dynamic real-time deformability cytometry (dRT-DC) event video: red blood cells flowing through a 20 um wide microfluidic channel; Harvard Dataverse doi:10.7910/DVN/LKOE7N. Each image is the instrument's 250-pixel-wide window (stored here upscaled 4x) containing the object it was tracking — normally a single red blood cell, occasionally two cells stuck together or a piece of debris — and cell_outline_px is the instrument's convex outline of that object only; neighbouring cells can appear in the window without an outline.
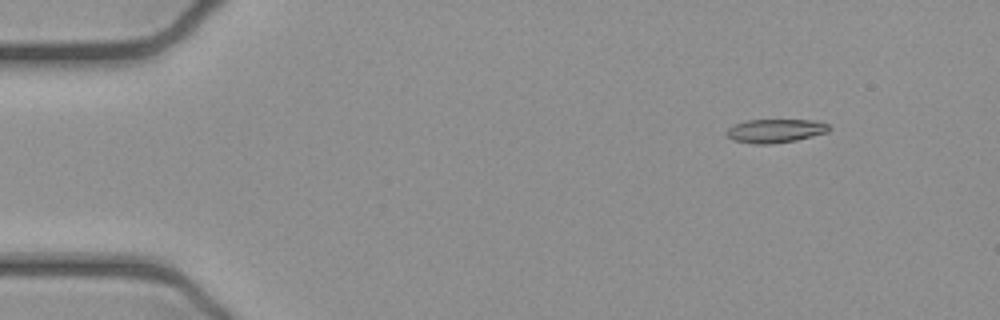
{"species": "common noctule bat (a hibernating species)", "species_latin": "Nyctalus noctula", "temperature_condition": "cold", "stored_images_in_passage": 25, "camera_frame_rate_fps": 3000, "um_per_image_px": 0.085, "animal": {"sex": "female", "body_mass_g": 21.9}, "frame": {"image": 1, "passage_image": 1, "time_ms": 0.0, "image_size_px": [1000, 320], "cell_outline_px": [[832, 128], [828, 132], [796, 140], [772, 144], [752, 144], [732, 140], [724, 132], [728, 128], [736, 124], [748, 120], [812, 120], [828, 124]], "centroid_in_image_um": [65.89, 11.13], "position_along_channel_um": 19.1, "area_um2": 14.16}}
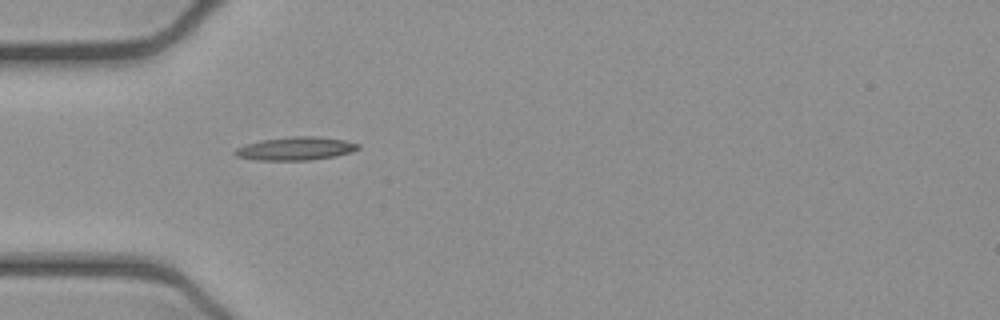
{"frame": {"image": 2, "passage_image": 11, "time_ms": 3.333, "image_size_px": [1000, 320], "cell_outline_px": [[360, 148], [352, 152], [336, 156], [308, 160], [256, 160], [236, 156], [232, 152], [236, 148], [260, 140], [292, 136], [320, 136], [344, 140], [360, 144]], "centroid_in_image_um": [25.15, 12.62], "position_along_channel_um": 59.9, "area_um2": 16.76}}
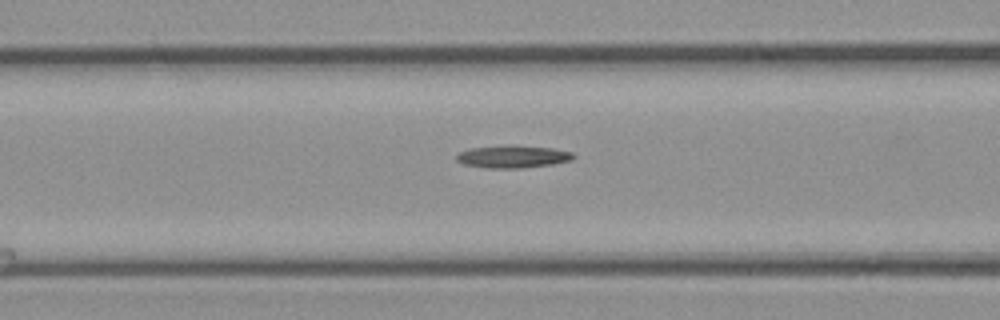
{"frame": {"image": 3, "passage_image": 16, "time_ms": 5.0, "image_size_px": [1000, 320], "cell_outline_px": [[576, 156], [572, 160], [552, 164], [524, 168], [488, 168], [464, 164], [456, 160], [456, 156], [460, 152], [472, 148], [552, 148], [572, 152]], "centroid_in_image_um": [43.63, 13.37], "position_along_channel_um": 123.0, "area_um2": 14.28}}